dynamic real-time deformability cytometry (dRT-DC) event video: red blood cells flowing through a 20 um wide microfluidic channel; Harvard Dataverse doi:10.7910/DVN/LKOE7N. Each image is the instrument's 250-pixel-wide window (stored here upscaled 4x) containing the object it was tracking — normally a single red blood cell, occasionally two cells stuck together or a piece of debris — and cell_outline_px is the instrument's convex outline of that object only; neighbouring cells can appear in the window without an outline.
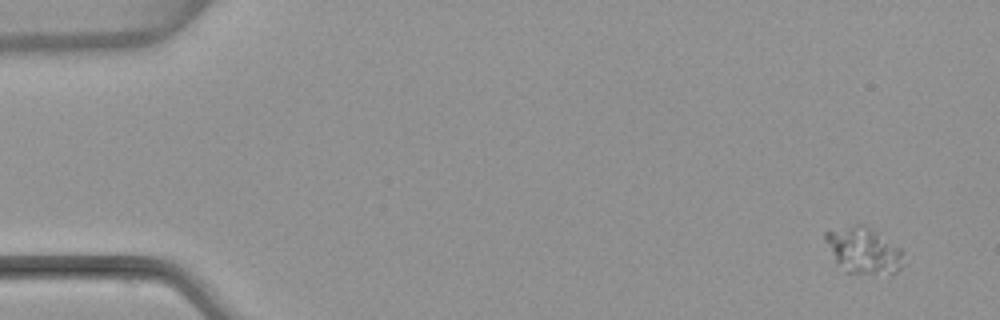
{"species": "common noctule bat (a hibernating species)", "species_latin": "Nyctalus noctula", "temperature_condition": "warm", "stored_images_in_passage": 5, "camera_frame_rate_fps": 3000, "um_per_image_px": 0.085, "animal": {"sex": "female", "body_mass_g": 22.7, "forearm_length_mm": 54.2}, "frame": {"image": 1, "passage_image": 1, "time_ms": 0.0, "image_size_px": [1000, 320], "cell_outline_px": [[904, 264], [896, 272], [844, 272], [836, 260], [824, 240], [824, 232], [856, 224], [864, 224], [900, 248], [904, 252]], "centroid_in_image_um": [73.4, 21.26], "position_along_channel_um": 11.6, "area_um2": 20.46}}
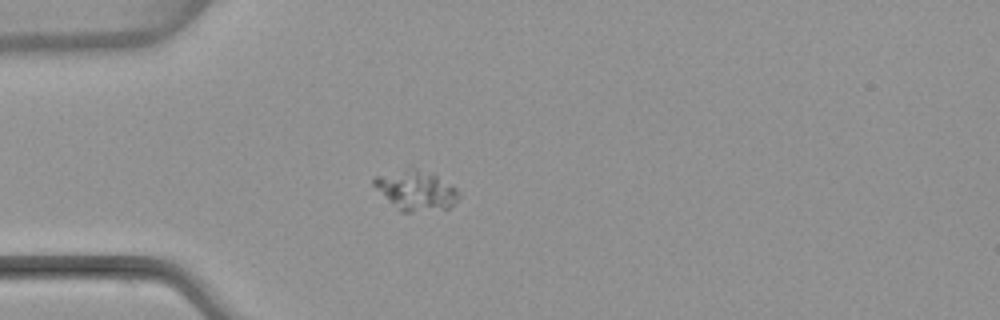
{"frame": {"image": 2, "passage_image": 4, "time_ms": 4.0, "image_size_px": [1000, 320], "cell_outline_px": [[460, 196], [448, 208], [412, 212], [400, 212], [372, 184], [372, 180], [376, 176], [408, 168], [416, 168], [432, 172], [456, 188]], "centroid_in_image_um": [35.35, 16.17], "position_along_channel_um": 49.7, "area_um2": 19.54}}